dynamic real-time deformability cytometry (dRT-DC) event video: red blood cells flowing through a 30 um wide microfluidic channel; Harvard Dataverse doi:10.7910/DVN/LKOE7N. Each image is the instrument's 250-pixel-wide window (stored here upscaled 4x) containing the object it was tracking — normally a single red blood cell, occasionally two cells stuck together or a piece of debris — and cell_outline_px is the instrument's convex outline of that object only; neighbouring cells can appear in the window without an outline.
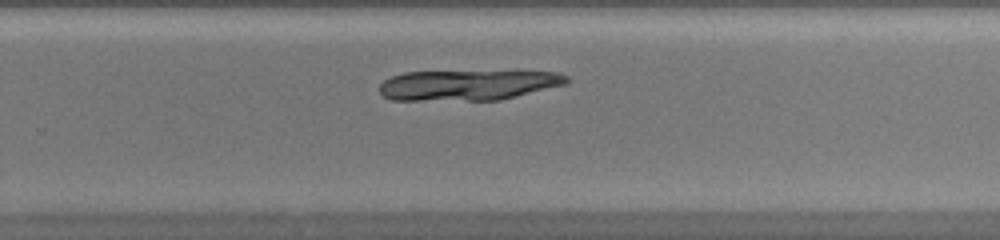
{"species": "common noctule bat (a hibernating species)", "species_latin": "Nyctalus noctula", "temperature_condition": "warm", "stored_images_in_passage": 31, "camera_frame_rate_fps": 3000, "um_per_image_px": 0.085, "animal": {"sex": "female", "body_mass_g": 20.0, "forearm_length_mm": 54.0}, "frame": {"image": 1, "passage_image": 21, "time_ms": 6.667, "image_size_px": [1000, 240], "cell_outline_px": [[568, 84], [500, 100], [392, 100], [384, 96], [380, 92], [380, 84], [384, 80], [392, 76], [404, 72], [556, 72], [568, 76]], "centroid_in_image_um": [39.77, 7.24], "position_along_channel_um": 290.0, "area_um2": 32.83}}